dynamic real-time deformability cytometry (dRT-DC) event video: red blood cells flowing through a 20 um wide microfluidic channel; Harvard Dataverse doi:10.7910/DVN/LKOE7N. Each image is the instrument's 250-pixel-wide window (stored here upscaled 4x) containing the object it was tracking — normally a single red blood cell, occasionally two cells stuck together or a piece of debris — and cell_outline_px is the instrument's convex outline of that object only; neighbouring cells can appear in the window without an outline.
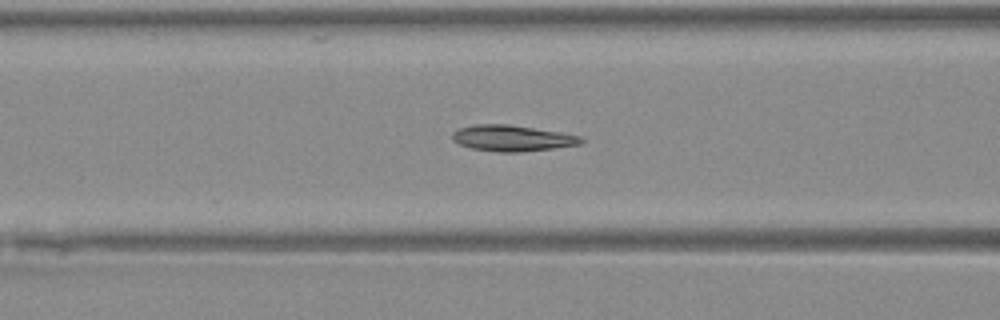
{"species": "Egyptian fruit bat (a non-hibernating species)", "species_latin": "Rousettus aegyptiacus", "temperature_condition": "warm", "stored_images_in_passage": 39, "camera_frame_rate_fps": 3000, "um_per_image_px": 0.085, "animal": {"sex": "female"}, "frame": {"image": 1, "passage_image": 20, "time_ms": 6.333, "image_size_px": [1000, 320], "cell_outline_px": [[584, 140], [580, 144], [552, 148], [520, 152], [500, 152], [472, 148], [460, 144], [452, 140], [452, 132], [460, 128], [476, 124], [508, 124], [560, 132], [580, 136]], "centroid_in_image_um": [43.52, 11.74], "position_along_channel_um": 123.1, "area_um2": 19.31}}
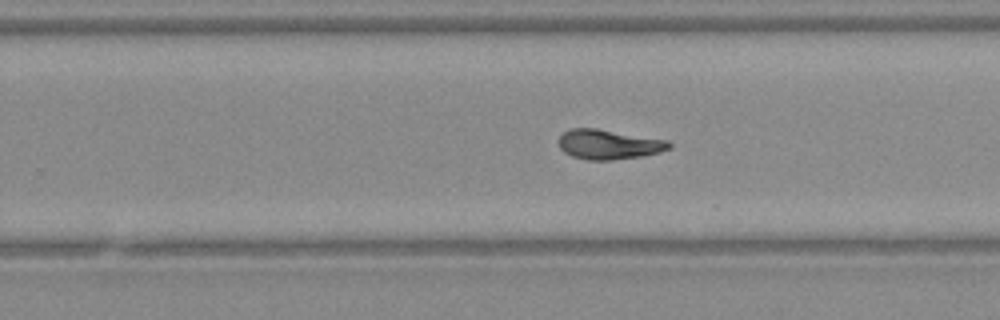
{"frame": {"image": 2, "passage_image": 31, "time_ms": 10.0, "image_size_px": [1000, 320], "cell_outline_px": [[672, 148], [660, 152], [640, 156], [612, 160], [588, 160], [572, 156], [564, 152], [560, 148], [556, 140], [568, 128], [596, 128], [668, 140], [672, 144]], "centroid_in_image_um": [51.72, 12.27], "position_along_channel_um": 278.1, "area_um2": 19.31}}
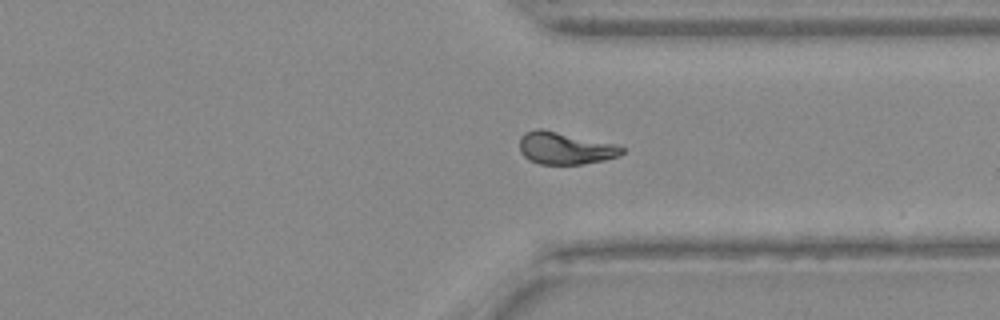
{"frame": {"image": 3, "passage_image": 37, "time_ms": 12.0, "image_size_px": [1000, 320], "cell_outline_px": [[624, 152], [620, 156], [604, 160], [580, 164], [540, 164], [528, 160], [520, 152], [520, 136], [524, 132], [536, 128], [540, 128], [612, 144], [624, 148]], "centroid_in_image_um": [47.98, 12.6], "position_along_channel_um": 363.4, "area_um2": 19.02}}